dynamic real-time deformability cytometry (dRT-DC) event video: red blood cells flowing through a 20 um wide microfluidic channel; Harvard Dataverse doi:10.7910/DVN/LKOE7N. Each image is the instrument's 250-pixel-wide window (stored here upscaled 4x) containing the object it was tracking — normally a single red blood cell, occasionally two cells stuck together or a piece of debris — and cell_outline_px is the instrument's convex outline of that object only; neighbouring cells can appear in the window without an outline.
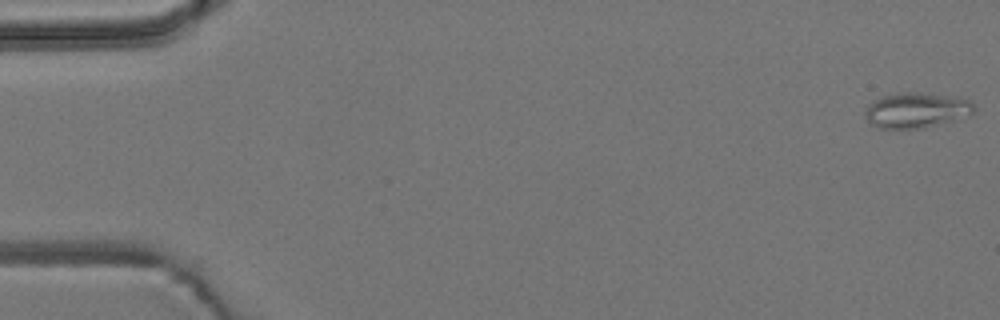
{"species": "common noctule bat (a hibernating species)", "species_latin": "Nyctalus noctula", "temperature_condition": "room temperature", "stored_images_in_passage": 8, "camera_frame_rate_fps": 3000, "um_per_image_px": 0.085, "animal": {"sex": "male", "body_mass_g": 19.2, "forearm_length_mm": 51.8}, "frame": {"image": 1, "passage_image": 1, "time_ms": 0.0, "image_size_px": [1000, 320], "cell_outline_px": [[976, 108], [972, 112], [924, 128], [880, 128], [868, 124], [864, 116], [864, 112], [868, 104], [872, 100], [884, 96], [904, 92], [916, 92], [952, 96], [968, 100]], "centroid_in_image_um": [77.77, 9.36], "position_along_channel_um": 7.2, "area_um2": 21.96}}